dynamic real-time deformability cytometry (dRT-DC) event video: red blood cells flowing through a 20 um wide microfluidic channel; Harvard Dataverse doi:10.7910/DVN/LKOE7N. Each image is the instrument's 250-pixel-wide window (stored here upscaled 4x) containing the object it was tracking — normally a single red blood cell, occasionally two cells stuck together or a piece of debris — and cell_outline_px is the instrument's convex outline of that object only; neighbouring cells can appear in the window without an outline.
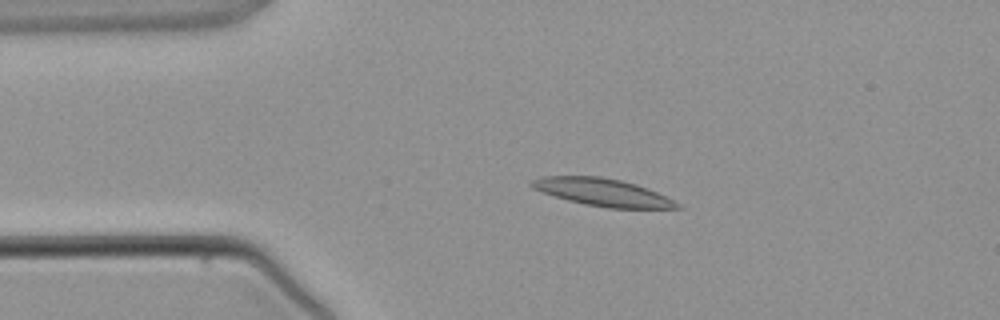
{"species": "common noctule bat (a hibernating species)", "species_latin": "Nyctalus noctula", "temperature_condition": "warm", "stored_images_in_passage": 4, "segment_of_instrument_passage": [1, 2], "camera_frame_rate_fps": 3000, "um_per_image_px": 0.085, "animal": {"sex": "male", "body_mass_g": 21.5, "forearm_length_mm": 52.0}, "frame": {"image": 1, "passage_image": 3, "time_ms": 2.667, "image_size_px": [1000, 320], "cell_outline_px": [[684, 208], [608, 208], [584, 204], [568, 200], [532, 188], [528, 184], [532, 180], [540, 176], [600, 176], [620, 180], [636, 184], [648, 188], [680, 204]], "centroid_in_image_um": [51.2, 16.34], "position_along_channel_um": 33.8, "area_um2": 23.12}}